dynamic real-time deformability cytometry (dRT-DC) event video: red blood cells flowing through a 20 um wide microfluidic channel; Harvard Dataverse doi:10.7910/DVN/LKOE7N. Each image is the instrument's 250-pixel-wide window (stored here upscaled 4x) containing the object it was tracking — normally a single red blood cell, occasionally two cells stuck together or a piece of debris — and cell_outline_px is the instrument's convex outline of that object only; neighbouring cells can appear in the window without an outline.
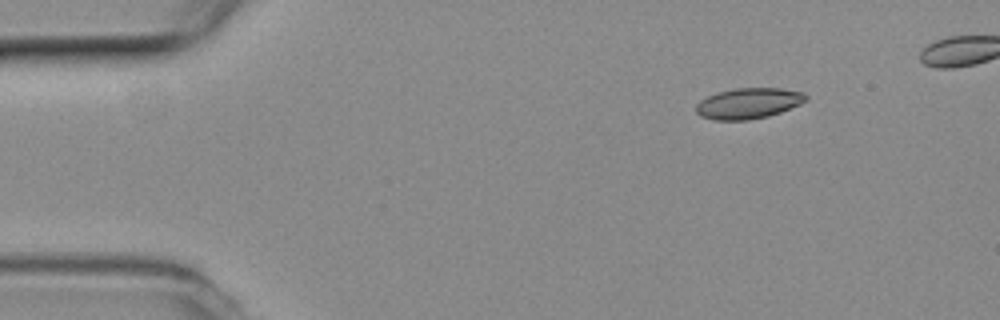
{"species": "common noctule bat (a hibernating species)", "species_latin": "Nyctalus noctula", "temperature_condition": "room temperature", "stored_images_in_passage": 43, "camera_frame_rate_fps": 3000, "um_per_image_px": 0.085, "animal": {"sex": "female", "body_mass_g": 19.3, "forearm_length_mm": 54.1}, "frame": {"image": 1, "passage_image": 1, "time_ms": 0.0, "image_size_px": [1000, 320], "cell_outline_px": [[808, 100], [800, 104], [780, 112], [768, 116], [748, 120], [712, 120], [700, 116], [696, 112], [696, 104], [700, 100], [708, 96], [720, 92], [736, 88], [780, 88], [804, 92], [808, 96]], "centroid_in_image_um": [63.63, 8.79], "position_along_channel_um": 21.4, "area_um2": 19.71}}
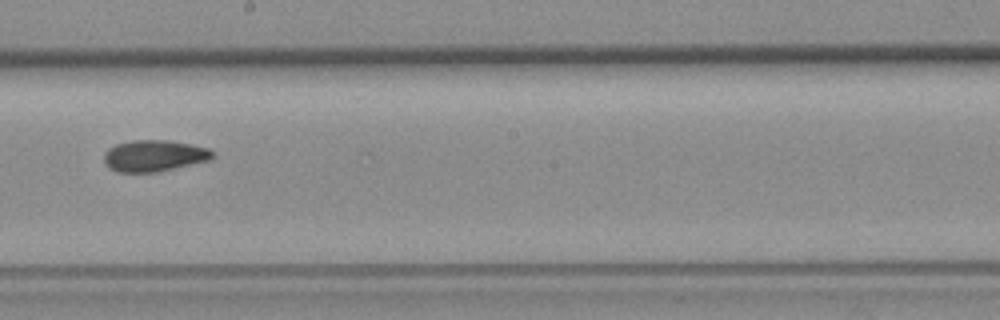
{"frame": {"image": 2, "passage_image": 24, "time_ms": 7.667, "image_size_px": [1000, 320], "cell_outline_px": [[216, 152], [208, 160], [156, 172], [120, 172], [112, 168], [104, 160], [104, 152], [108, 148], [116, 144], [132, 140], [168, 140], [192, 144], [208, 148]], "centroid_in_image_um": [13.11, 13.22], "position_along_channel_um": 235.1, "area_um2": 19.65}}
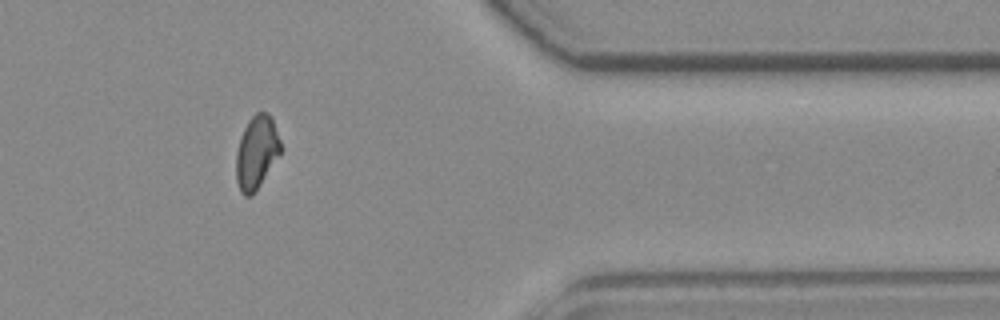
{"frame": {"image": 3, "passage_image": 38, "time_ms": 12.333, "image_size_px": [1000, 320], "cell_outline_px": [[280, 152], [252, 196], [244, 196], [240, 192], [236, 180], [236, 152], [240, 136], [248, 120], [256, 112], [268, 112], [272, 116], [280, 140]], "centroid_in_image_um": [21.78, 12.92], "position_along_channel_um": 389.6, "area_um2": 18.84}, "authors_computed_cell_mechanics": {"area_um2": 19.7098, "velocity_mm_per_s": 3.8171, "shape_relaxation_time_tau1_ms": null, "shape_relaxation_time_tau2_ms": 4.4641, "deformation_change_tau1": null, "deformation_change_tau2": 0.0841}}